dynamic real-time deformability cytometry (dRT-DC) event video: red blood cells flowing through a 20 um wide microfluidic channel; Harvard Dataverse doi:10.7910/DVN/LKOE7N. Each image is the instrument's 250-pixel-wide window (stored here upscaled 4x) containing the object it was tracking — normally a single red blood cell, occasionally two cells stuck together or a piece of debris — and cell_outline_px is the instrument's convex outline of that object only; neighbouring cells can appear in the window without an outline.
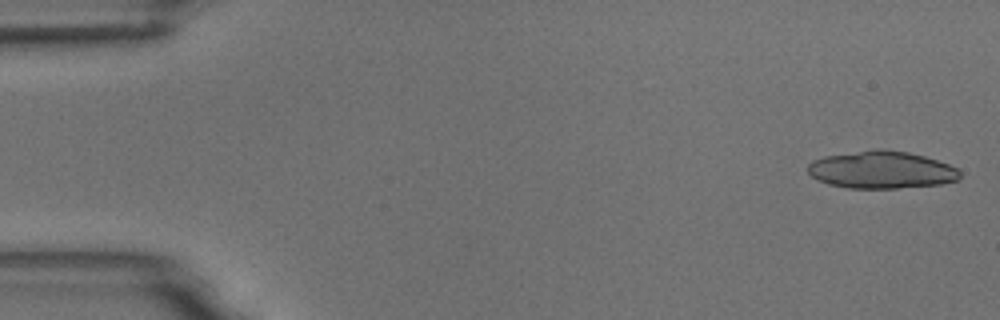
{"species": "common noctule bat (a hibernating species)", "species_latin": "Nyctalus noctula", "temperature_condition": "room temperature", "stored_images_in_passage": 7, "camera_frame_rate_fps": 3000, "um_per_image_px": 0.085, "animal": {"sex": "male", "body_mass_g": 18.8}, "frame": {"image": 1, "passage_image": 1, "time_ms": 0.0, "image_size_px": [1000, 320], "cell_outline_px": [[960, 180], [940, 184], [896, 188], [848, 188], [828, 184], [812, 176], [808, 172], [808, 164], [812, 160], [824, 156], [880, 148], [908, 152], [924, 156], [948, 164], [956, 168], [960, 172]], "centroid_in_image_um": [74.93, 14.43], "position_along_channel_um": 10.1, "area_um2": 33.06}}
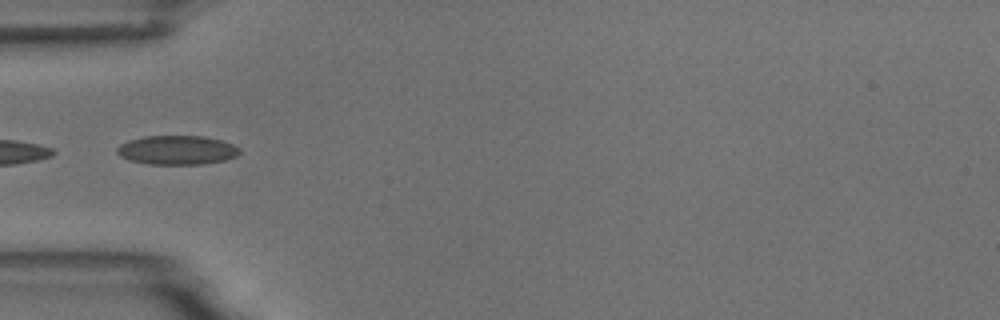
{"frame": {"image": 2, "passage_image": 5, "time_ms": 5.333, "image_size_px": [1000, 320], "cell_outline_px": [[240, 152], [236, 156], [224, 160], [204, 164], [148, 164], [128, 160], [120, 156], [116, 152], [116, 148], [120, 144], [128, 140], [144, 136], [204, 136], [220, 140], [232, 144], [240, 148]], "centroid_in_image_um": [15.01, 12.75], "position_along_channel_um": 70.0, "area_um2": 20.87}}